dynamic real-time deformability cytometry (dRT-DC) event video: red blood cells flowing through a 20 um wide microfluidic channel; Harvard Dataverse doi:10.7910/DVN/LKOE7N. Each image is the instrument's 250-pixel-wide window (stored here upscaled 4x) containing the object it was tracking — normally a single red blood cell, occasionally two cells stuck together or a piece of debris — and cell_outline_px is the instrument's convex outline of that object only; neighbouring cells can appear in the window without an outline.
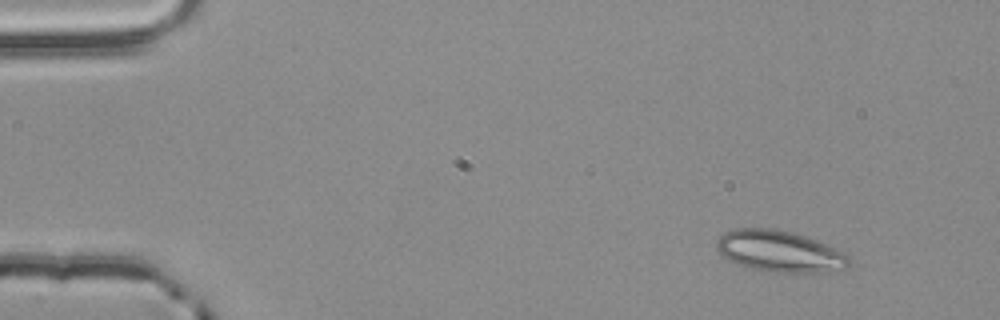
{"species": "common noctule bat (a hibernating species)", "species_latin": "Nyctalus noctula", "temperature_condition": "room temperature", "stored_images_in_passage": 54, "camera_frame_rate_fps": 3000, "um_per_image_px": 0.085, "animal": {"sex": "male", "body_mass_g": 20.4}, "frame": {"image": 1, "passage_image": 5, "time_ms": 1.333, "image_size_px": [1000, 320], "cell_outline_px": [[852, 260], [844, 268], [824, 272], [768, 272], [752, 268], [728, 260], [716, 248], [716, 240], [724, 232], [732, 228], [776, 228], [792, 232], [816, 240], [844, 252]], "centroid_in_image_um": [66.24, 21.34], "position_along_channel_um": 18.8, "area_um2": 31.85}}
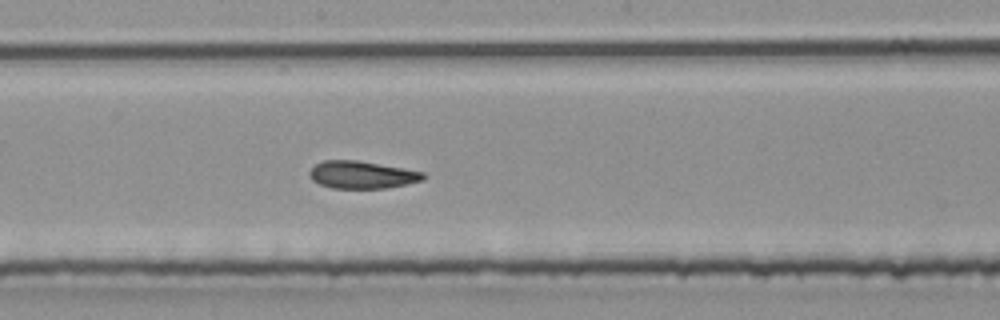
{"frame": {"image": 2, "passage_image": 29, "time_ms": 9.333, "image_size_px": [1000, 320], "cell_outline_px": [[424, 180], [388, 188], [332, 188], [320, 184], [312, 180], [308, 176], [308, 172], [316, 164], [324, 160], [356, 160], [424, 172]], "centroid_in_image_um": [30.73, 14.86], "position_along_channel_um": 217.5, "area_um2": 18.09}}
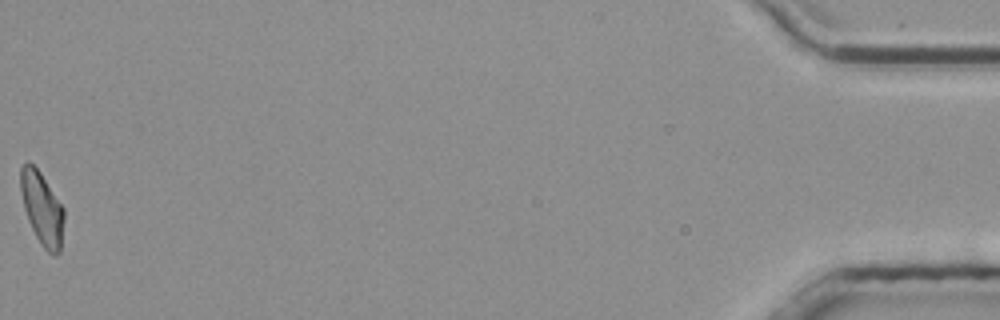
{"frame": {"image": 3, "passage_image": 54, "time_ms": 17.667, "image_size_px": [1000, 320], "cell_outline_px": [[64, 220], [60, 252], [56, 256], [52, 256], [40, 244], [28, 220], [24, 208], [20, 188], [20, 168], [28, 160], [40, 172], [64, 208]], "centroid_in_image_um": [3.58, 17.74], "position_along_channel_um": 431.6, "area_um2": 18.44}, "authors_computed_cell_mechanics": {"area_um2": 18.8139, "velocity_mm_per_s": 3.835, "shape_relaxation_time_tau1_ms": null, "shape_relaxation_time_tau2_ms": 3.1585, "deformation_change_tau1": null, "deformation_change_tau2": 0.1055}}